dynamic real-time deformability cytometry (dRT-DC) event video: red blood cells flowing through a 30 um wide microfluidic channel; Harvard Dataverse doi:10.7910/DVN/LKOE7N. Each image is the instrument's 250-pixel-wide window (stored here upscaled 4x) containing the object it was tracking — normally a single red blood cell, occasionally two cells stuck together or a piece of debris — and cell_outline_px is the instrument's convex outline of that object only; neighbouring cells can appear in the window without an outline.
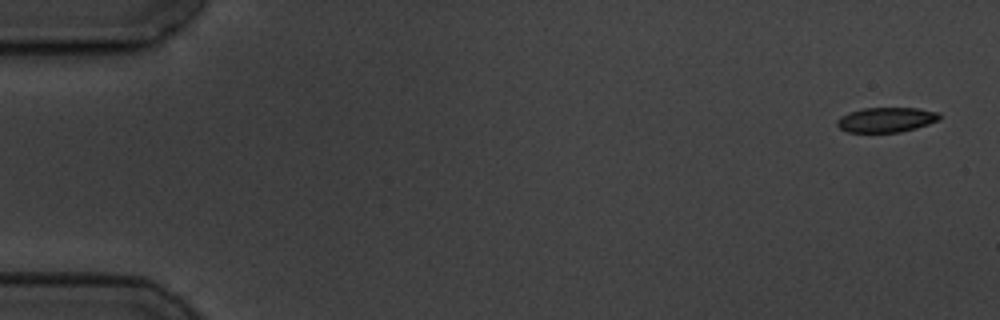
{"species": "common noctule bat (a hibernating species)", "species_latin": "Nyctalus noctula", "temperature_condition": "cold", "stored_images_in_passage": 7, "camera_frame_rate_fps": 3000, "um_per_image_px": 0.085, "animal": {"sex": "male", "body_mass_g": 19.5, "forearm_length_mm": 54.6}, "frame": {"image": 1, "passage_image": 1, "time_ms": 0.0, "image_size_px": [1000, 320], "cell_outline_px": [[940, 120], [916, 128], [900, 132], [848, 132], [840, 128], [836, 124], [836, 120], [840, 116], [848, 112], [864, 108], [920, 108], [940, 112]], "centroid_in_image_um": [75.34, 10.17], "position_along_channel_um": 9.7, "area_um2": 14.97}}
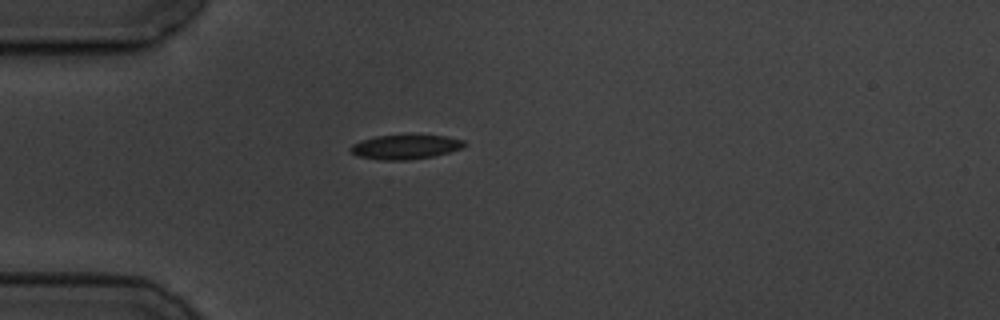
{"frame": {"image": 2, "passage_image": 5, "time_ms": 4.667, "image_size_px": [1000, 320], "cell_outline_px": [[468, 144], [464, 148], [432, 156], [408, 160], [380, 160], [356, 156], [348, 148], [352, 144], [360, 140], [376, 136], [448, 136], [464, 140]], "centroid_in_image_um": [34.45, 12.5], "position_along_channel_um": 50.5, "area_um2": 16.13}}
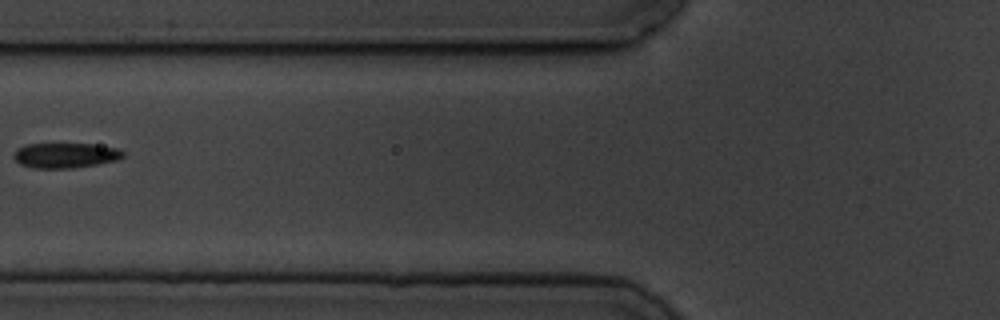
{"frame": {"image": 3, "passage_image": 7, "time_ms": 7.0, "image_size_px": [1000, 320], "cell_outline_px": [[124, 156], [116, 160], [96, 164], [72, 168], [36, 168], [20, 164], [12, 156], [16, 148], [28, 144], [92, 144], [116, 148], [124, 152]], "centroid_in_image_um": [5.52, 13.2], "position_along_channel_um": 120.3, "area_um2": 15.84}}